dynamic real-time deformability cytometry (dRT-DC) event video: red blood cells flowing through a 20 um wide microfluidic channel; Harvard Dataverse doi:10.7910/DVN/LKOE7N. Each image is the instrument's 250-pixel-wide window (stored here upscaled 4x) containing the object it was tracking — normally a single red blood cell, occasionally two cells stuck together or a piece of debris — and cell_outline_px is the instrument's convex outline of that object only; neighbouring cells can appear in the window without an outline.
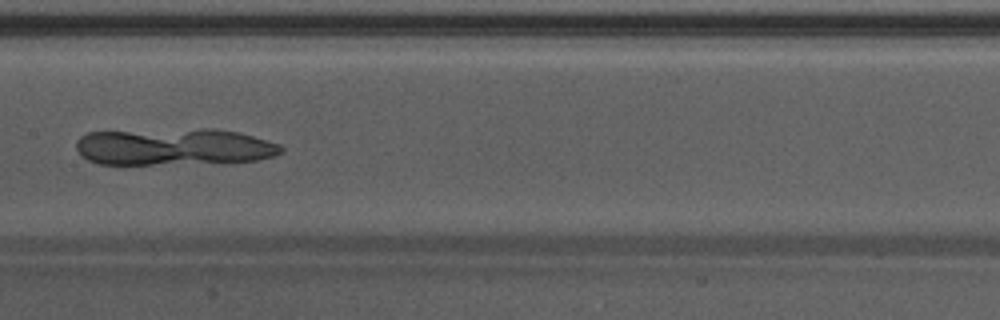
{"species": "Egyptian fruit bat (a non-hibernating species)", "species_latin": "Rousettus aegyptiacus", "temperature_condition": "warm", "stored_images_in_passage": 38, "camera_frame_rate_fps": 3000, "um_per_image_px": 0.085, "animal": {"sex": "male"}, "frame": {"image": 1, "passage_image": 12, "time_ms": 3.667, "image_size_px": [1000, 320], "cell_outline_px": [[284, 152], [272, 156], [256, 160], [152, 164], [100, 164], [88, 160], [76, 148], [76, 140], [80, 136], [88, 132], [204, 128], [212, 128], [240, 132], [280, 144], [284, 148]], "centroid_in_image_um": [14.78, 12.46], "position_along_channel_um": 192.6, "area_um2": 43.87}}